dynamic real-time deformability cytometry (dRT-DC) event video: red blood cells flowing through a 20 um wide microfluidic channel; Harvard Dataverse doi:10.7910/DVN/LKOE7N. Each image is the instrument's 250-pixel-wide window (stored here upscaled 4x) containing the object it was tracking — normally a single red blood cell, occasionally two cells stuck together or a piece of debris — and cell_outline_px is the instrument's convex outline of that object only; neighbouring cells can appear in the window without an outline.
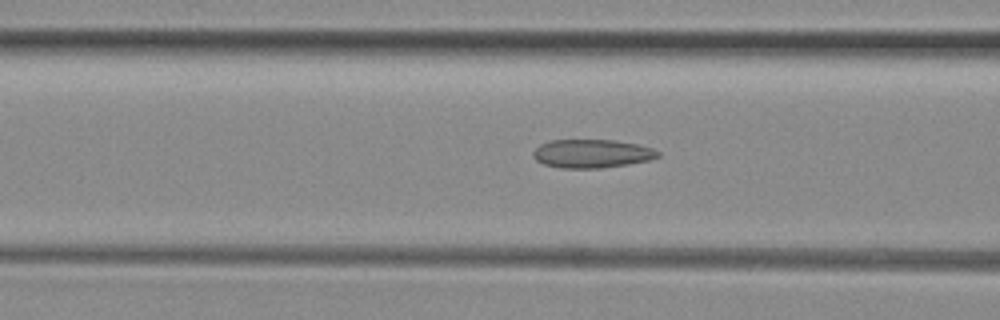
{"species": "common noctule bat (a hibernating species)", "species_latin": "Nyctalus noctula", "temperature_condition": "room temperature", "stored_images_in_passage": 47, "camera_frame_rate_fps": 3000, "um_per_image_px": 0.085, "animal": {"sex": "female", "body_mass_g": 29.2, "forearm_length_mm": 56.3}, "frame": {"image": 1, "passage_image": 15, "time_ms": 4.667, "image_size_px": [1000, 320], "cell_outline_px": [[660, 156], [652, 160], [628, 164], [600, 168], [560, 168], [544, 164], [536, 160], [532, 156], [532, 152], [540, 144], [548, 140], [612, 140], [636, 144], [652, 148], [660, 152]], "centroid_in_image_um": [50.3, 13.06], "position_along_channel_um": 116.3, "area_um2": 20.81}}
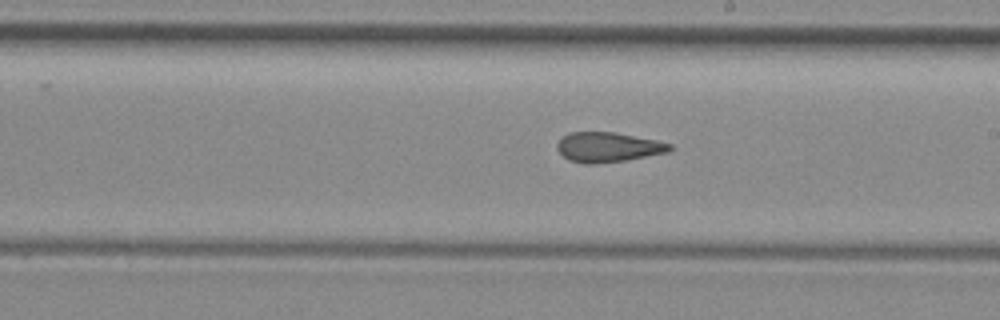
{"frame": {"image": 2, "passage_image": 24, "time_ms": 7.667, "image_size_px": [1000, 320], "cell_outline_px": [[672, 148], [668, 152], [628, 160], [596, 164], [584, 164], [568, 160], [556, 148], [556, 144], [568, 132], [616, 132], [656, 140], [672, 144]], "centroid_in_image_um": [51.68, 12.51], "position_along_channel_um": 237.3, "area_um2": 19.71}}
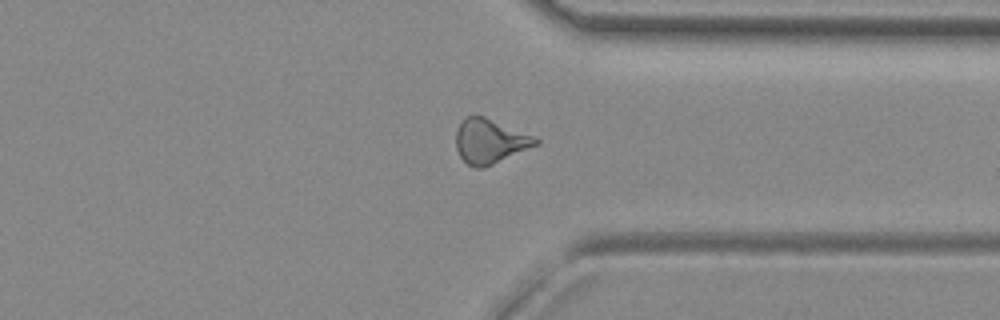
{"frame": {"image": 3, "passage_image": 34, "time_ms": 11.0, "image_size_px": [1000, 320], "cell_outline_px": [[540, 144], [484, 168], [476, 168], [468, 164], [460, 156], [456, 148], [456, 128], [460, 120], [464, 116], [484, 116], [536, 136], [540, 140]], "centroid_in_image_um": [41.65, 11.99], "position_along_channel_um": 369.7, "area_um2": 20.98}}